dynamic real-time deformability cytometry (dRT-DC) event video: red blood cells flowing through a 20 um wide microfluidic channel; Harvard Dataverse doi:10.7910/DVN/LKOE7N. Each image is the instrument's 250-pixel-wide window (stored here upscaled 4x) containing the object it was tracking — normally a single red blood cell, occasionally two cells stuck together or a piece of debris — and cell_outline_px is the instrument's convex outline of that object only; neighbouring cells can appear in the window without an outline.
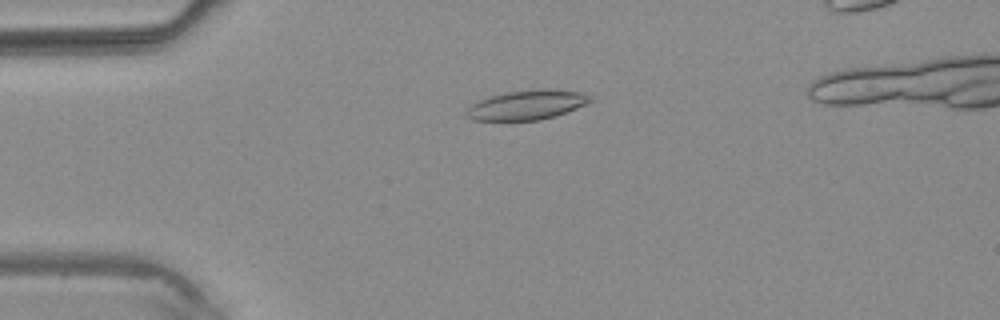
{"species": "common noctule bat (a hibernating species)", "species_latin": "Nyctalus noctula", "temperature_condition": "warm", "stored_images_in_passage": 2, "camera_frame_rate_fps": 3000, "um_per_image_px": 0.085, "animal": {"sex": "male", "body_mass_g": 20.4}, "frame": {"image": 1, "passage_image": 1, "time_ms": 0.0, "image_size_px": [1000, 320], "cell_outline_px": [[592, 100], [588, 104], [556, 116], [540, 120], [472, 120], [464, 112], [472, 104], [480, 100], [492, 96], [508, 92], [540, 88], [544, 88], [580, 92], [592, 96]], "centroid_in_image_um": [44.84, 8.92], "position_along_channel_um": 40.2, "area_um2": 21.27}}